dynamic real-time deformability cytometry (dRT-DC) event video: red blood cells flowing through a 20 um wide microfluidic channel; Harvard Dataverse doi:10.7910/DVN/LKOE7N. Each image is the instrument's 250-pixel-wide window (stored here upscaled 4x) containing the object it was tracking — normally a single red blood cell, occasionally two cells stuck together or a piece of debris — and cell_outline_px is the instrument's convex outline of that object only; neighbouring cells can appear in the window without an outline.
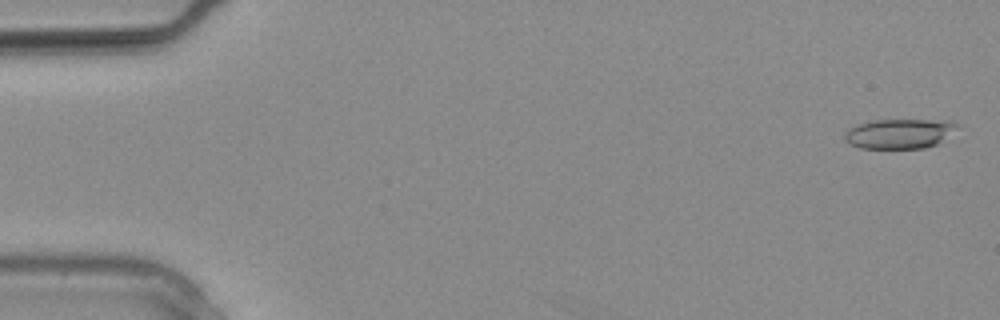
{"species": "common noctule bat (a hibernating species)", "species_latin": "Nyctalus noctula", "temperature_condition": "warm", "stored_images_in_passage": 11, "camera_frame_rate_fps": 3000, "um_per_image_px": 0.085, "animal": {"sex": "male", "body_mass_g": 20.4}, "frame": {"image": 1, "passage_image": 1, "time_ms": 0.0, "image_size_px": [1000, 320], "cell_outline_px": [[960, 124], [936, 144], [924, 148], [860, 148], [848, 144], [844, 140], [844, 132], [848, 128], [872, 120], [928, 120]], "centroid_in_image_um": [76.32, 11.37], "position_along_channel_um": 8.7, "area_um2": 19.07}}
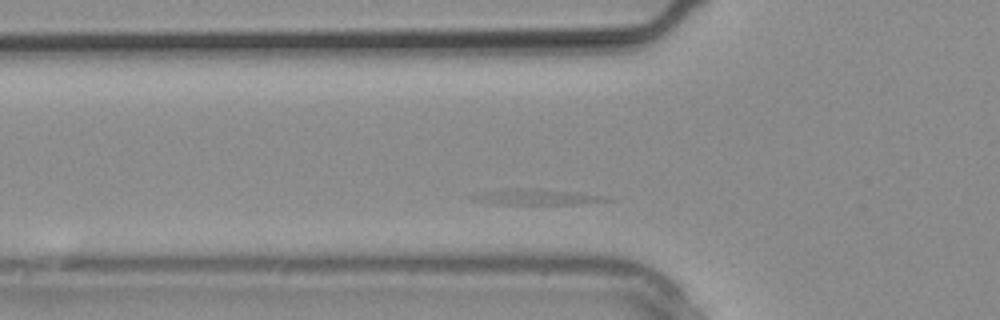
{"frame": {"image": 2, "passage_image": 5, "time_ms": 1.333, "image_size_px": [1000, 320], "cell_outline_px": [[616, 200], [572, 204], [496, 204], [472, 200], [468, 196], [480, 192], [508, 188], [532, 188], [604, 196]], "centroid_in_image_um": [45.47, 16.74], "position_along_channel_um": 80.3, "area_um2": 12.08}}
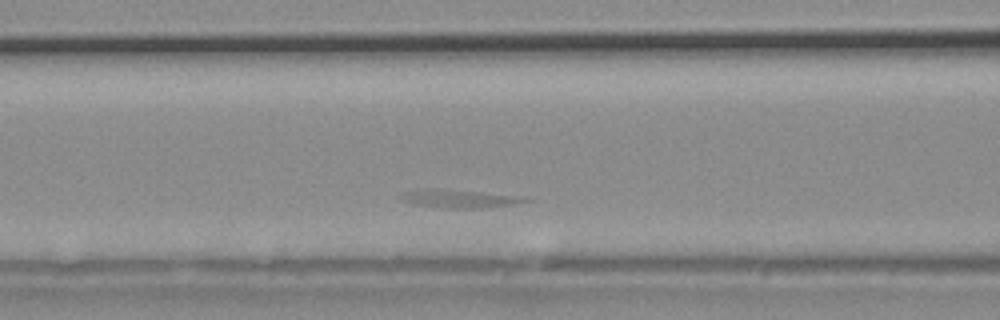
{"frame": {"image": 3, "passage_image": 7, "time_ms": 2.0, "image_size_px": [1000, 320], "cell_outline_px": [[532, 200], [512, 204], [480, 208], [444, 208], [416, 204], [400, 200], [396, 196], [404, 192], [424, 188], [432, 188], [524, 196]], "centroid_in_image_um": [38.97, 16.88], "position_along_channel_um": 127.6, "area_um2": 13.06}}